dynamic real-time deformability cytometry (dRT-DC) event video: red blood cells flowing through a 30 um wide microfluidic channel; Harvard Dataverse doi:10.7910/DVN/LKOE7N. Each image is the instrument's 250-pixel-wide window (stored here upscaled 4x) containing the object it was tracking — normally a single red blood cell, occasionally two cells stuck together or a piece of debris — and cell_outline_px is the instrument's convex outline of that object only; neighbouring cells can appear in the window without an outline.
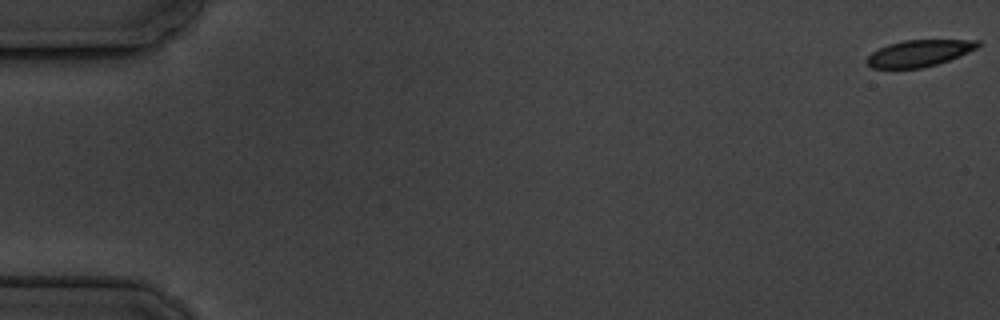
{"species": "common noctule bat (a hibernating species)", "species_latin": "Nyctalus noctula", "temperature_condition": "cold", "stored_images_in_passage": 4, "camera_frame_rate_fps": 3000, "um_per_image_px": 0.085, "animal": {"sex": "male", "body_mass_g": 19.5, "forearm_length_mm": 54.6}, "frame": {"image": 1, "passage_image": 1, "time_ms": 0.0, "image_size_px": [1000, 320], "cell_outline_px": [[980, 44], [976, 48], [960, 56], [936, 64], [920, 68], [872, 68], [864, 60], [872, 52], [888, 44], [904, 40], [980, 40]], "centroid_in_image_um": [78.11, 4.52], "position_along_channel_um": 6.9, "area_um2": 17.05}}